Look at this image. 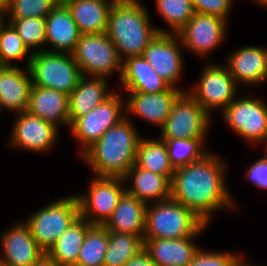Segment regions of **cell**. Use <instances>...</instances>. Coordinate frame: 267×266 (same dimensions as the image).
I'll return each mask as SVG.
<instances>
[{
    "instance_id": "obj_38",
    "label": "cell",
    "mask_w": 267,
    "mask_h": 266,
    "mask_svg": "<svg viewBox=\"0 0 267 266\" xmlns=\"http://www.w3.org/2000/svg\"><path fill=\"white\" fill-rule=\"evenodd\" d=\"M194 11L220 17L227 20L231 10L232 0H191Z\"/></svg>"
},
{
    "instance_id": "obj_25",
    "label": "cell",
    "mask_w": 267,
    "mask_h": 266,
    "mask_svg": "<svg viewBox=\"0 0 267 266\" xmlns=\"http://www.w3.org/2000/svg\"><path fill=\"white\" fill-rule=\"evenodd\" d=\"M106 85V77L92 76L91 79H87L86 76H82L80 78L77 87L69 94L70 126L114 93L108 91Z\"/></svg>"
},
{
    "instance_id": "obj_5",
    "label": "cell",
    "mask_w": 267,
    "mask_h": 266,
    "mask_svg": "<svg viewBox=\"0 0 267 266\" xmlns=\"http://www.w3.org/2000/svg\"><path fill=\"white\" fill-rule=\"evenodd\" d=\"M32 84L69 95L83 76L71 53L40 51L29 63Z\"/></svg>"
},
{
    "instance_id": "obj_42",
    "label": "cell",
    "mask_w": 267,
    "mask_h": 266,
    "mask_svg": "<svg viewBox=\"0 0 267 266\" xmlns=\"http://www.w3.org/2000/svg\"><path fill=\"white\" fill-rule=\"evenodd\" d=\"M10 0H0V15L4 16V14H7V11L9 9Z\"/></svg>"
},
{
    "instance_id": "obj_8",
    "label": "cell",
    "mask_w": 267,
    "mask_h": 266,
    "mask_svg": "<svg viewBox=\"0 0 267 266\" xmlns=\"http://www.w3.org/2000/svg\"><path fill=\"white\" fill-rule=\"evenodd\" d=\"M210 116L188 93L183 92L172 106L161 128V139L206 138Z\"/></svg>"
},
{
    "instance_id": "obj_10",
    "label": "cell",
    "mask_w": 267,
    "mask_h": 266,
    "mask_svg": "<svg viewBox=\"0 0 267 266\" xmlns=\"http://www.w3.org/2000/svg\"><path fill=\"white\" fill-rule=\"evenodd\" d=\"M213 64L202 70L197 86L187 90L209 115L213 108L221 107L223 112L235 99L238 86L226 66Z\"/></svg>"
},
{
    "instance_id": "obj_37",
    "label": "cell",
    "mask_w": 267,
    "mask_h": 266,
    "mask_svg": "<svg viewBox=\"0 0 267 266\" xmlns=\"http://www.w3.org/2000/svg\"><path fill=\"white\" fill-rule=\"evenodd\" d=\"M241 257L231 252H208L199 248L187 266H235Z\"/></svg>"
},
{
    "instance_id": "obj_13",
    "label": "cell",
    "mask_w": 267,
    "mask_h": 266,
    "mask_svg": "<svg viewBox=\"0 0 267 266\" xmlns=\"http://www.w3.org/2000/svg\"><path fill=\"white\" fill-rule=\"evenodd\" d=\"M179 40V41H178ZM177 34L158 33L144 49L142 56L171 87L183 72V60Z\"/></svg>"
},
{
    "instance_id": "obj_3",
    "label": "cell",
    "mask_w": 267,
    "mask_h": 266,
    "mask_svg": "<svg viewBox=\"0 0 267 266\" xmlns=\"http://www.w3.org/2000/svg\"><path fill=\"white\" fill-rule=\"evenodd\" d=\"M138 1L115 0L109 10L106 34L122 61L125 57L142 56L144 49L158 33H171L154 28L146 7Z\"/></svg>"
},
{
    "instance_id": "obj_9",
    "label": "cell",
    "mask_w": 267,
    "mask_h": 266,
    "mask_svg": "<svg viewBox=\"0 0 267 266\" xmlns=\"http://www.w3.org/2000/svg\"><path fill=\"white\" fill-rule=\"evenodd\" d=\"M124 181V182H123ZM121 177H97L91 182L88 194L76 195L79 202L80 216L91 225L103 226L111 217L126 193Z\"/></svg>"
},
{
    "instance_id": "obj_6",
    "label": "cell",
    "mask_w": 267,
    "mask_h": 266,
    "mask_svg": "<svg viewBox=\"0 0 267 266\" xmlns=\"http://www.w3.org/2000/svg\"><path fill=\"white\" fill-rule=\"evenodd\" d=\"M80 216L76 195L38 209L25 223L39 247L47 253L59 236Z\"/></svg>"
},
{
    "instance_id": "obj_12",
    "label": "cell",
    "mask_w": 267,
    "mask_h": 266,
    "mask_svg": "<svg viewBox=\"0 0 267 266\" xmlns=\"http://www.w3.org/2000/svg\"><path fill=\"white\" fill-rule=\"evenodd\" d=\"M238 135L253 142L267 139V105L257 99H234L222 112Z\"/></svg>"
},
{
    "instance_id": "obj_15",
    "label": "cell",
    "mask_w": 267,
    "mask_h": 266,
    "mask_svg": "<svg viewBox=\"0 0 267 266\" xmlns=\"http://www.w3.org/2000/svg\"><path fill=\"white\" fill-rule=\"evenodd\" d=\"M13 126L11 141L13 146L29 151L44 152L55 143L58 128L27 111L18 113Z\"/></svg>"
},
{
    "instance_id": "obj_11",
    "label": "cell",
    "mask_w": 267,
    "mask_h": 266,
    "mask_svg": "<svg viewBox=\"0 0 267 266\" xmlns=\"http://www.w3.org/2000/svg\"><path fill=\"white\" fill-rule=\"evenodd\" d=\"M114 92L103 103L96 106L85 116L79 117L70 130L82 145V154L92 146L105 131L116 125L125 116L123 113V100Z\"/></svg>"
},
{
    "instance_id": "obj_40",
    "label": "cell",
    "mask_w": 267,
    "mask_h": 266,
    "mask_svg": "<svg viewBox=\"0 0 267 266\" xmlns=\"http://www.w3.org/2000/svg\"><path fill=\"white\" fill-rule=\"evenodd\" d=\"M123 266H157L152 260L149 253L143 248L131 259L124 263Z\"/></svg>"
},
{
    "instance_id": "obj_20",
    "label": "cell",
    "mask_w": 267,
    "mask_h": 266,
    "mask_svg": "<svg viewBox=\"0 0 267 266\" xmlns=\"http://www.w3.org/2000/svg\"><path fill=\"white\" fill-rule=\"evenodd\" d=\"M26 69L27 72L18 66H0V110L5 107L16 114L26 111L32 86L29 68Z\"/></svg>"
},
{
    "instance_id": "obj_29",
    "label": "cell",
    "mask_w": 267,
    "mask_h": 266,
    "mask_svg": "<svg viewBox=\"0 0 267 266\" xmlns=\"http://www.w3.org/2000/svg\"><path fill=\"white\" fill-rule=\"evenodd\" d=\"M135 164L153 173L167 176L170 180L175 172L169 160V152L165 141L141 138L139 141Z\"/></svg>"
},
{
    "instance_id": "obj_30",
    "label": "cell",
    "mask_w": 267,
    "mask_h": 266,
    "mask_svg": "<svg viewBox=\"0 0 267 266\" xmlns=\"http://www.w3.org/2000/svg\"><path fill=\"white\" fill-rule=\"evenodd\" d=\"M108 245L109 231L104 226L93 225L85 235L76 266H103Z\"/></svg>"
},
{
    "instance_id": "obj_39",
    "label": "cell",
    "mask_w": 267,
    "mask_h": 266,
    "mask_svg": "<svg viewBox=\"0 0 267 266\" xmlns=\"http://www.w3.org/2000/svg\"><path fill=\"white\" fill-rule=\"evenodd\" d=\"M259 159L247 170V175L259 188L267 189V156Z\"/></svg>"
},
{
    "instance_id": "obj_43",
    "label": "cell",
    "mask_w": 267,
    "mask_h": 266,
    "mask_svg": "<svg viewBox=\"0 0 267 266\" xmlns=\"http://www.w3.org/2000/svg\"><path fill=\"white\" fill-rule=\"evenodd\" d=\"M243 260H244L243 257H241L240 260L236 263L235 266H252V264L251 265L246 264L247 262H245Z\"/></svg>"
},
{
    "instance_id": "obj_27",
    "label": "cell",
    "mask_w": 267,
    "mask_h": 266,
    "mask_svg": "<svg viewBox=\"0 0 267 266\" xmlns=\"http://www.w3.org/2000/svg\"><path fill=\"white\" fill-rule=\"evenodd\" d=\"M81 34L106 33L109 10L115 0H62Z\"/></svg>"
},
{
    "instance_id": "obj_36",
    "label": "cell",
    "mask_w": 267,
    "mask_h": 266,
    "mask_svg": "<svg viewBox=\"0 0 267 266\" xmlns=\"http://www.w3.org/2000/svg\"><path fill=\"white\" fill-rule=\"evenodd\" d=\"M60 0H10L9 18H46Z\"/></svg>"
},
{
    "instance_id": "obj_31",
    "label": "cell",
    "mask_w": 267,
    "mask_h": 266,
    "mask_svg": "<svg viewBox=\"0 0 267 266\" xmlns=\"http://www.w3.org/2000/svg\"><path fill=\"white\" fill-rule=\"evenodd\" d=\"M143 248L144 241L138 235L109 232V245L103 266H123Z\"/></svg>"
},
{
    "instance_id": "obj_2",
    "label": "cell",
    "mask_w": 267,
    "mask_h": 266,
    "mask_svg": "<svg viewBox=\"0 0 267 266\" xmlns=\"http://www.w3.org/2000/svg\"><path fill=\"white\" fill-rule=\"evenodd\" d=\"M140 139L131 121L124 117L107 129L81 156L97 177L124 178L135 164Z\"/></svg>"
},
{
    "instance_id": "obj_17",
    "label": "cell",
    "mask_w": 267,
    "mask_h": 266,
    "mask_svg": "<svg viewBox=\"0 0 267 266\" xmlns=\"http://www.w3.org/2000/svg\"><path fill=\"white\" fill-rule=\"evenodd\" d=\"M2 235L3 266H33L45 253L26 223H18Z\"/></svg>"
},
{
    "instance_id": "obj_19",
    "label": "cell",
    "mask_w": 267,
    "mask_h": 266,
    "mask_svg": "<svg viewBox=\"0 0 267 266\" xmlns=\"http://www.w3.org/2000/svg\"><path fill=\"white\" fill-rule=\"evenodd\" d=\"M26 111L58 127V123L70 126L69 95L32 84Z\"/></svg>"
},
{
    "instance_id": "obj_35",
    "label": "cell",
    "mask_w": 267,
    "mask_h": 266,
    "mask_svg": "<svg viewBox=\"0 0 267 266\" xmlns=\"http://www.w3.org/2000/svg\"><path fill=\"white\" fill-rule=\"evenodd\" d=\"M10 24L18 32L19 36L22 38L23 43L29 49L37 48L35 52L44 51L39 46H44L46 41V21L45 18L31 17V18H9Z\"/></svg>"
},
{
    "instance_id": "obj_16",
    "label": "cell",
    "mask_w": 267,
    "mask_h": 266,
    "mask_svg": "<svg viewBox=\"0 0 267 266\" xmlns=\"http://www.w3.org/2000/svg\"><path fill=\"white\" fill-rule=\"evenodd\" d=\"M178 87L157 93L129 92L130 96L124 104L128 112H132L151 124L163 127L169 117L172 106L183 93Z\"/></svg>"
},
{
    "instance_id": "obj_34",
    "label": "cell",
    "mask_w": 267,
    "mask_h": 266,
    "mask_svg": "<svg viewBox=\"0 0 267 266\" xmlns=\"http://www.w3.org/2000/svg\"><path fill=\"white\" fill-rule=\"evenodd\" d=\"M156 5L172 34H177L195 13L191 0H156Z\"/></svg>"
},
{
    "instance_id": "obj_7",
    "label": "cell",
    "mask_w": 267,
    "mask_h": 266,
    "mask_svg": "<svg viewBox=\"0 0 267 266\" xmlns=\"http://www.w3.org/2000/svg\"><path fill=\"white\" fill-rule=\"evenodd\" d=\"M72 55L83 76L107 77L118 70L121 77L123 61L106 33L81 34Z\"/></svg>"
},
{
    "instance_id": "obj_14",
    "label": "cell",
    "mask_w": 267,
    "mask_h": 266,
    "mask_svg": "<svg viewBox=\"0 0 267 266\" xmlns=\"http://www.w3.org/2000/svg\"><path fill=\"white\" fill-rule=\"evenodd\" d=\"M225 23L226 20L220 17L195 12L177 35L185 48L198 55H205L224 40Z\"/></svg>"
},
{
    "instance_id": "obj_18",
    "label": "cell",
    "mask_w": 267,
    "mask_h": 266,
    "mask_svg": "<svg viewBox=\"0 0 267 266\" xmlns=\"http://www.w3.org/2000/svg\"><path fill=\"white\" fill-rule=\"evenodd\" d=\"M45 21V45L49 43L53 48L52 50L44 49V51L72 54L75 51L81 33L68 6L60 0L46 16Z\"/></svg>"
},
{
    "instance_id": "obj_33",
    "label": "cell",
    "mask_w": 267,
    "mask_h": 266,
    "mask_svg": "<svg viewBox=\"0 0 267 266\" xmlns=\"http://www.w3.org/2000/svg\"><path fill=\"white\" fill-rule=\"evenodd\" d=\"M32 54L33 52H29L15 28L10 23L5 25L3 22L0 25V66H17L12 65V61L26 57L28 67Z\"/></svg>"
},
{
    "instance_id": "obj_4",
    "label": "cell",
    "mask_w": 267,
    "mask_h": 266,
    "mask_svg": "<svg viewBox=\"0 0 267 266\" xmlns=\"http://www.w3.org/2000/svg\"><path fill=\"white\" fill-rule=\"evenodd\" d=\"M147 204L143 239H180L199 235L207 225L189 208L172 199Z\"/></svg>"
},
{
    "instance_id": "obj_46",
    "label": "cell",
    "mask_w": 267,
    "mask_h": 266,
    "mask_svg": "<svg viewBox=\"0 0 267 266\" xmlns=\"http://www.w3.org/2000/svg\"><path fill=\"white\" fill-rule=\"evenodd\" d=\"M0 266H3L2 255H1V257H0Z\"/></svg>"
},
{
    "instance_id": "obj_45",
    "label": "cell",
    "mask_w": 267,
    "mask_h": 266,
    "mask_svg": "<svg viewBox=\"0 0 267 266\" xmlns=\"http://www.w3.org/2000/svg\"><path fill=\"white\" fill-rule=\"evenodd\" d=\"M4 22L3 16L0 15V25Z\"/></svg>"
},
{
    "instance_id": "obj_32",
    "label": "cell",
    "mask_w": 267,
    "mask_h": 266,
    "mask_svg": "<svg viewBox=\"0 0 267 266\" xmlns=\"http://www.w3.org/2000/svg\"><path fill=\"white\" fill-rule=\"evenodd\" d=\"M205 139H163L167 145L169 160L174 169L186 166L205 156L208 153L203 148Z\"/></svg>"
},
{
    "instance_id": "obj_1",
    "label": "cell",
    "mask_w": 267,
    "mask_h": 266,
    "mask_svg": "<svg viewBox=\"0 0 267 266\" xmlns=\"http://www.w3.org/2000/svg\"><path fill=\"white\" fill-rule=\"evenodd\" d=\"M225 167L223 160L209 152L176 168L171 180V199L189 208L208 225L212 212L234 207L224 178Z\"/></svg>"
},
{
    "instance_id": "obj_28",
    "label": "cell",
    "mask_w": 267,
    "mask_h": 266,
    "mask_svg": "<svg viewBox=\"0 0 267 266\" xmlns=\"http://www.w3.org/2000/svg\"><path fill=\"white\" fill-rule=\"evenodd\" d=\"M92 226L85 218L79 216L59 236L47 254L60 266H76L85 235Z\"/></svg>"
},
{
    "instance_id": "obj_24",
    "label": "cell",
    "mask_w": 267,
    "mask_h": 266,
    "mask_svg": "<svg viewBox=\"0 0 267 266\" xmlns=\"http://www.w3.org/2000/svg\"><path fill=\"white\" fill-rule=\"evenodd\" d=\"M195 236L180 239H143L144 249L157 266H187L199 247Z\"/></svg>"
},
{
    "instance_id": "obj_26",
    "label": "cell",
    "mask_w": 267,
    "mask_h": 266,
    "mask_svg": "<svg viewBox=\"0 0 267 266\" xmlns=\"http://www.w3.org/2000/svg\"><path fill=\"white\" fill-rule=\"evenodd\" d=\"M132 177L133 184L126 189V193L148 204L171 199V180L151 171L142 169L134 164L124 176V180Z\"/></svg>"
},
{
    "instance_id": "obj_22",
    "label": "cell",
    "mask_w": 267,
    "mask_h": 266,
    "mask_svg": "<svg viewBox=\"0 0 267 266\" xmlns=\"http://www.w3.org/2000/svg\"><path fill=\"white\" fill-rule=\"evenodd\" d=\"M229 73L235 82L254 84L263 82L267 78V49L247 46L240 48L228 58Z\"/></svg>"
},
{
    "instance_id": "obj_23",
    "label": "cell",
    "mask_w": 267,
    "mask_h": 266,
    "mask_svg": "<svg viewBox=\"0 0 267 266\" xmlns=\"http://www.w3.org/2000/svg\"><path fill=\"white\" fill-rule=\"evenodd\" d=\"M146 210L147 204L145 202L125 193L103 226L109 232L138 235L143 240Z\"/></svg>"
},
{
    "instance_id": "obj_44",
    "label": "cell",
    "mask_w": 267,
    "mask_h": 266,
    "mask_svg": "<svg viewBox=\"0 0 267 266\" xmlns=\"http://www.w3.org/2000/svg\"><path fill=\"white\" fill-rule=\"evenodd\" d=\"M260 4H263L267 7V0H257Z\"/></svg>"
},
{
    "instance_id": "obj_21",
    "label": "cell",
    "mask_w": 267,
    "mask_h": 266,
    "mask_svg": "<svg viewBox=\"0 0 267 266\" xmlns=\"http://www.w3.org/2000/svg\"><path fill=\"white\" fill-rule=\"evenodd\" d=\"M120 82L127 92L157 93L171 87L143 56L123 60Z\"/></svg>"
},
{
    "instance_id": "obj_41",
    "label": "cell",
    "mask_w": 267,
    "mask_h": 266,
    "mask_svg": "<svg viewBox=\"0 0 267 266\" xmlns=\"http://www.w3.org/2000/svg\"><path fill=\"white\" fill-rule=\"evenodd\" d=\"M33 266H60L52 257L44 253Z\"/></svg>"
}]
</instances>
